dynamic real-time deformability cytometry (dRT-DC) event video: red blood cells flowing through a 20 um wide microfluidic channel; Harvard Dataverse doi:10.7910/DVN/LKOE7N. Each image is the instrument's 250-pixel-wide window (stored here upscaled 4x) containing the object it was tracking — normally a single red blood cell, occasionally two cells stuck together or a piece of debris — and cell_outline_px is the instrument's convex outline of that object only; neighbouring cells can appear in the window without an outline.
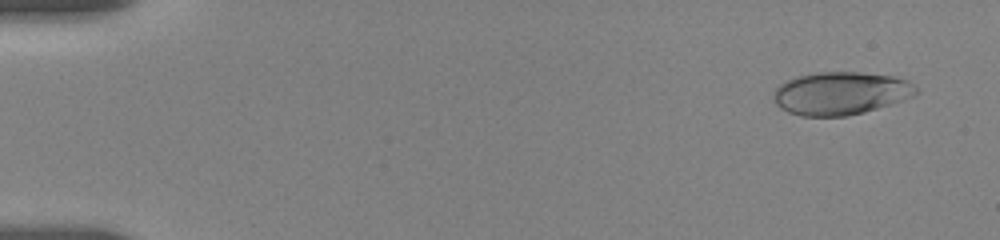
{"species": "human", "species_latin": "Homo sapiens", "temperature_condition": "room temperature", "stored_images_in_passage": 34, "camera_frame_rate_fps": 3000, "um_per_image_px": 0.085, "donor": {"sex": "female"}, "frame": {"image": 1, "passage_image": 2, "time_ms": 0.333, "image_size_px": [1000, 240], "cell_outline_px": [[920, 92], [912, 96], [864, 112], [848, 116], [800, 116], [788, 112], [780, 108], [772, 100], [772, 96], [776, 88], [780, 84], [796, 76], [816, 72], [860, 72], [892, 76], [908, 80]], "centroid_in_image_um": [71.41, 7.93], "position_along_channel_um": 13.6, "area_um2": 35.6}}
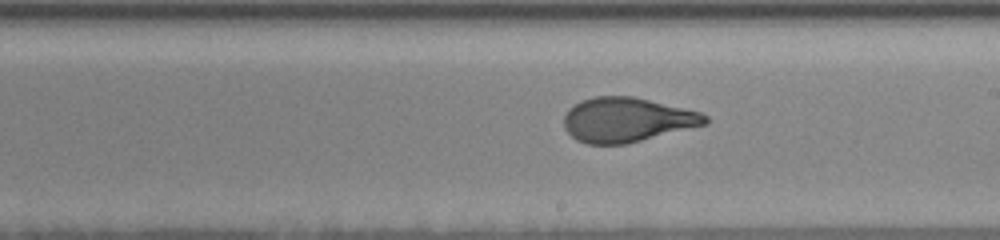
{"frame": {"image": 2, "passage_image": 18, "time_ms": 10.0, "image_size_px": [1000, 240], "cell_outline_px": [[708, 124], [628, 144], [588, 144], [576, 140], [564, 128], [564, 116], [568, 108], [580, 100], [596, 96], [632, 96], [700, 112], [708, 116]], "centroid_in_image_um": [53.27, 10.19], "position_along_channel_um": 235.7, "area_um2": 36.76}}
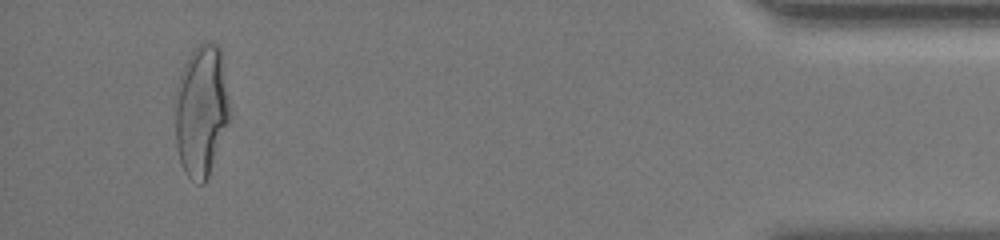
{"frame": {"image": 3, "passage_image": 32, "time_ms": 16.667, "image_size_px": [1000, 240], "cell_outline_px": [[228, 120], [208, 180], [204, 184], [200, 184], [192, 180], [184, 172], [180, 164], [176, 148], [176, 88], [184, 64], [188, 56], [204, 40], [208, 40], [216, 44], [220, 48], [228, 104]], "centroid_in_image_um": [17.08, 9.45], "position_along_channel_um": 418.1, "area_um2": 41.33}, "authors_computed_cell_mechanics": {"area_um2": 36.8764, "velocity_mm_per_s": 3.6644, "shape_relaxation_time_tau1_ms": 4.195, "shape_relaxation_time_tau2_ms": 0.9371, "deformation_change_tau1": 0.1998, "deformation_change_tau2": 0.0734}}